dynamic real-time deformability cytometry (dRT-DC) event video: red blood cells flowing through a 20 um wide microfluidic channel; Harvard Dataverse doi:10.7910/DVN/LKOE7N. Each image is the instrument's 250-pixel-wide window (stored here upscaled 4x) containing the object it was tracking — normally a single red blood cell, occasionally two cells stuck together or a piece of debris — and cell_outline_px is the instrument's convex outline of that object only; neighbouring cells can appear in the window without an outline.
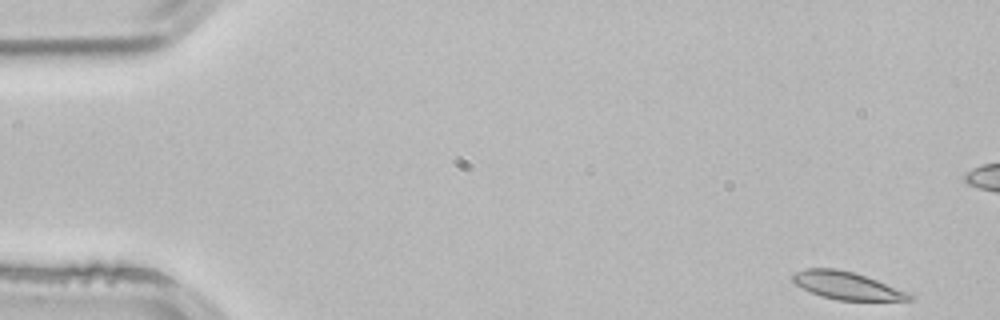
{"species": "common noctule bat (a hibernating species)", "species_latin": "Nyctalus noctula", "temperature_condition": "room temperature", "stored_images_in_passage": 5, "camera_frame_rate_fps": 3000, "um_per_image_px": 0.085, "animal": {"sex": "male", "body_mass_g": 21.5, "forearm_length_mm": 52.0}, "frame": {"image": 1, "passage_image": 1, "time_ms": 0.0, "image_size_px": [1000, 320], "cell_outline_px": [[912, 300], [836, 300], [820, 296], [796, 284], [792, 280], [792, 276], [796, 272], [804, 268], [836, 268], [852, 272], [876, 280], [904, 292], [912, 296]], "centroid_in_image_um": [71.89, 24.27], "position_along_channel_um": 13.1, "area_um2": 18.21}}